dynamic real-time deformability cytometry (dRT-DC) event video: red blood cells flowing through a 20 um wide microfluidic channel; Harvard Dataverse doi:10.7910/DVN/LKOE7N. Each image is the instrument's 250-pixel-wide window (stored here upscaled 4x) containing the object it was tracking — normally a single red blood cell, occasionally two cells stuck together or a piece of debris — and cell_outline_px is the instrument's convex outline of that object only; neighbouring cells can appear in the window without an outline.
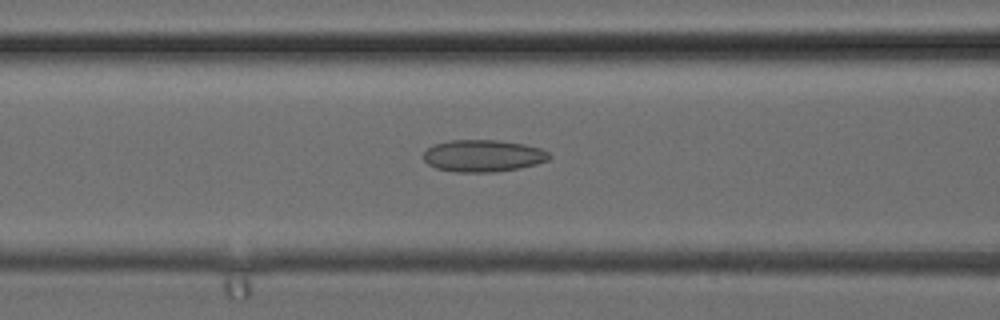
{"species": "common noctule bat (a hibernating species)", "species_latin": "Nyctalus noctula", "temperature_condition": "cold", "stored_images_in_passage": 37, "camera_frame_rate_fps": 3000, "um_per_image_px": 0.085, "animal": {"sex": "female", "body_mass_g": 24.6, "forearm_length_mm": 56.2}, "frame": {"image": 1, "passage_image": 15, "time_ms": 4.667, "image_size_px": [1000, 320], "cell_outline_px": [[552, 156], [548, 160], [536, 164], [520, 168], [496, 172], [456, 172], [436, 168], [428, 164], [424, 160], [424, 152], [432, 144], [448, 140], [500, 140], [524, 144], [540, 148], [548, 152]], "centroid_in_image_um": [41.06, 13.24], "position_along_channel_um": 125.5, "area_um2": 23.64}}
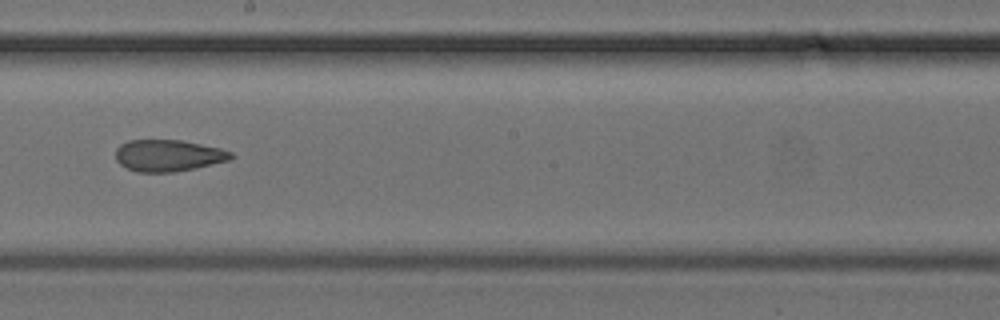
{"frame": {"image": 2, "passage_image": 21, "time_ms": 6.667, "image_size_px": [1000, 320], "cell_outline_px": [[236, 156], [228, 160], [196, 168], [172, 172], [136, 172], [120, 164], [116, 160], [116, 148], [120, 144], [128, 140], [180, 140], [220, 148], [232, 152]], "centroid_in_image_um": [14.29, 13.22], "position_along_channel_um": 233.9, "area_um2": 21.27}}
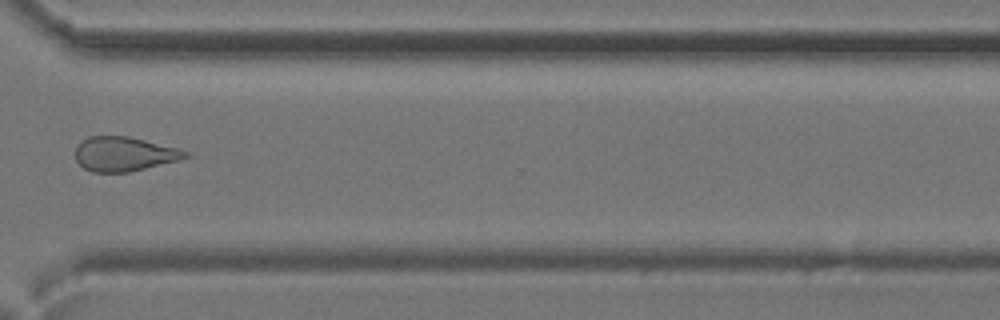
{"frame": {"image": 3, "passage_image": 28, "time_ms": 9.0, "image_size_px": [1000, 320], "cell_outline_px": [[188, 156], [180, 160], [128, 172], [92, 172], [84, 168], [76, 160], [76, 144], [80, 140], [88, 136], [128, 136], [180, 148], [188, 152]], "centroid_in_image_um": [10.54, 13.08], "position_along_channel_um": 360.1, "area_um2": 22.14}}